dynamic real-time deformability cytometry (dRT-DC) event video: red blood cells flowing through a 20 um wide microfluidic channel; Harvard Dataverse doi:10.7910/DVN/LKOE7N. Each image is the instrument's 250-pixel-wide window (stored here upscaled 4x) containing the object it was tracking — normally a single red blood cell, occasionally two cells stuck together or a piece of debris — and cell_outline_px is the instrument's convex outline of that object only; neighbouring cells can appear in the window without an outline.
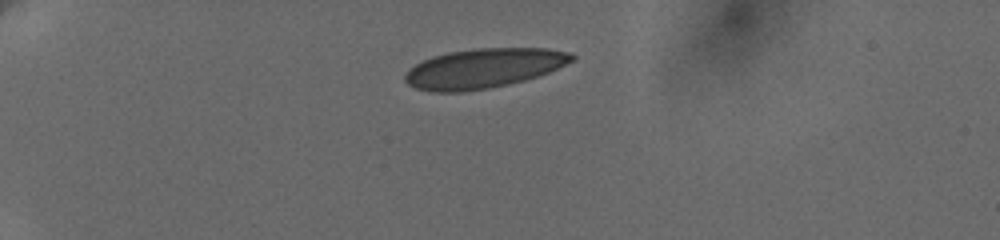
{"species": "human", "species_latin": "Homo sapiens", "temperature_condition": "cold", "stored_images_in_passage": 7, "camera_frame_rate_fps": 3000, "um_per_image_px": 0.085, "donor": {"sex": "female"}, "frame": {"image": 1, "passage_image": 1, "time_ms": 0.0, "image_size_px": [1000, 240], "cell_outline_px": [[576, 56], [572, 60], [548, 72], [524, 80], [488, 88], [460, 92], [436, 92], [416, 88], [408, 84], [404, 80], [404, 76], [408, 68], [432, 56], [448, 52], [476, 48], [548, 48], [572, 52]], "centroid_in_image_um": [41.08, 5.79], "position_along_channel_um": 43.9, "area_um2": 38.26}}
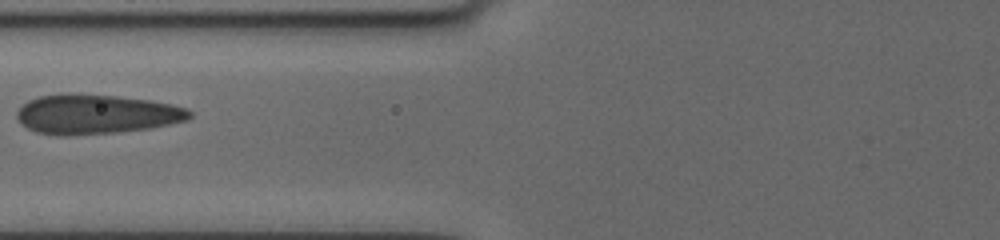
{"frame": {"image": 2, "passage_image": 5, "time_ms": 3.667, "image_size_px": [1000, 240], "cell_outline_px": [[192, 116], [188, 120], [148, 128], [116, 132], [60, 136], [36, 132], [20, 124], [16, 116], [16, 112], [28, 100], [40, 96], [64, 92], [68, 92], [116, 96], [148, 100], [172, 104], [188, 108], [192, 112]], "centroid_in_image_um": [8.15, 9.69], "position_along_channel_um": 117.7, "area_um2": 40.0}}
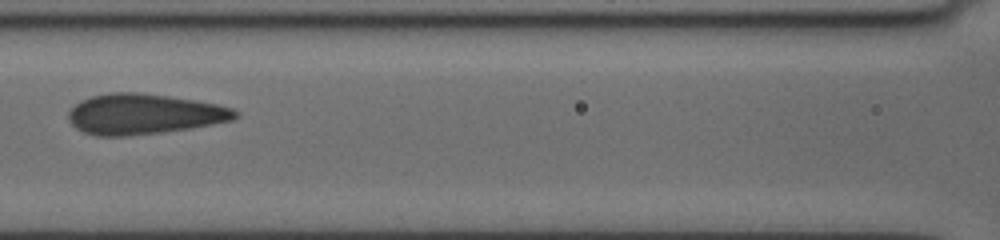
{"frame": {"image": 3, "passage_image": 6, "time_ms": 4.667, "image_size_px": [1000, 240], "cell_outline_px": [[236, 116], [232, 120], [188, 128], [160, 132], [124, 136], [96, 136], [84, 132], [76, 128], [68, 120], [68, 112], [80, 100], [92, 96], [112, 92], [136, 92], [168, 96], [216, 104], [232, 108], [236, 112]], "centroid_in_image_um": [12.16, 9.69], "position_along_channel_um": 154.4, "area_um2": 38.73}}